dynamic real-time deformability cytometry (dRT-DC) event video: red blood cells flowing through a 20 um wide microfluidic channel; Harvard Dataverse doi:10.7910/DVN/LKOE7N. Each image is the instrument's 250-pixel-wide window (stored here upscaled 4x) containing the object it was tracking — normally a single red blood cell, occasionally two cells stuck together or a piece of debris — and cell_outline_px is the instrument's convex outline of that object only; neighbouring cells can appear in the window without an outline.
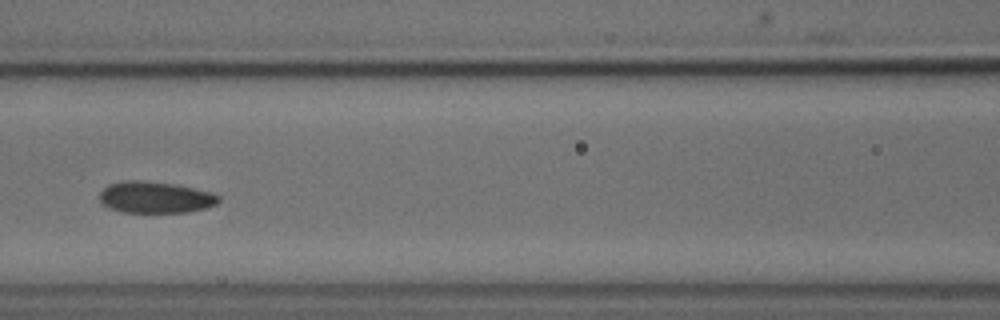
{"species": "common noctule bat (a hibernating species)", "species_latin": "Nyctalus noctula", "temperature_condition": "cold", "stored_images_in_passage": 51, "camera_frame_rate_fps": 3000, "um_per_image_px": 0.085, "animal": {"sex": "male", "body_mass_g": 18.8}, "frame": {"image": 1, "passage_image": 22, "time_ms": 7.0, "image_size_px": [1000, 320], "cell_outline_px": [[220, 200], [216, 204], [204, 208], [188, 212], [120, 212], [100, 204], [100, 192], [108, 184], [128, 180], [140, 180], [172, 184], [216, 192], [220, 196]], "centroid_in_image_um": [13.21, 16.77], "position_along_channel_um": 153.4, "area_um2": 21.96}}
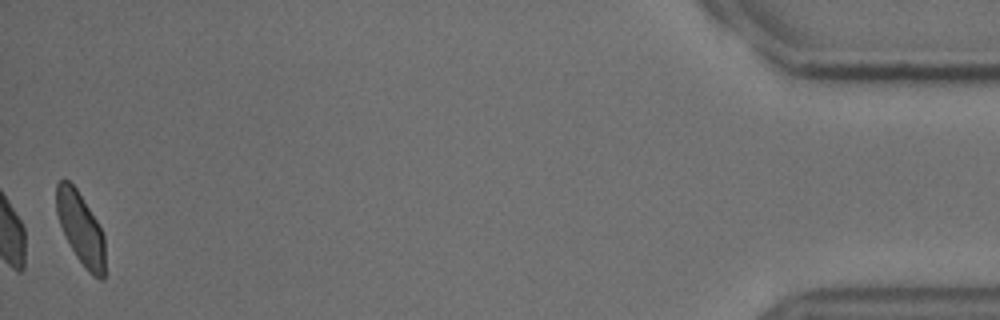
{"frame": {"image": 2, "passage_image": 51, "time_ms": 16.667, "image_size_px": [1000, 320], "cell_outline_px": [[104, 280], [100, 280], [92, 276], [88, 272], [76, 256], [60, 224], [56, 212], [56, 184], [60, 180], [68, 180], [76, 188], [96, 220], [104, 236]], "centroid_in_image_um": [6.86, 19.43], "position_along_channel_um": 428.3, "area_um2": 20.06}, "authors_computed_cell_mechanics": {"area_um2": 22.1952, "velocity_mm_per_s": 3.7236, "shape_relaxation_time_tau1_ms": 2.4256, "shape_relaxation_time_tau2_ms": 2.1392, "deformation_change_tau1": 0.0803, "deformation_change_tau2": 0.0674}}